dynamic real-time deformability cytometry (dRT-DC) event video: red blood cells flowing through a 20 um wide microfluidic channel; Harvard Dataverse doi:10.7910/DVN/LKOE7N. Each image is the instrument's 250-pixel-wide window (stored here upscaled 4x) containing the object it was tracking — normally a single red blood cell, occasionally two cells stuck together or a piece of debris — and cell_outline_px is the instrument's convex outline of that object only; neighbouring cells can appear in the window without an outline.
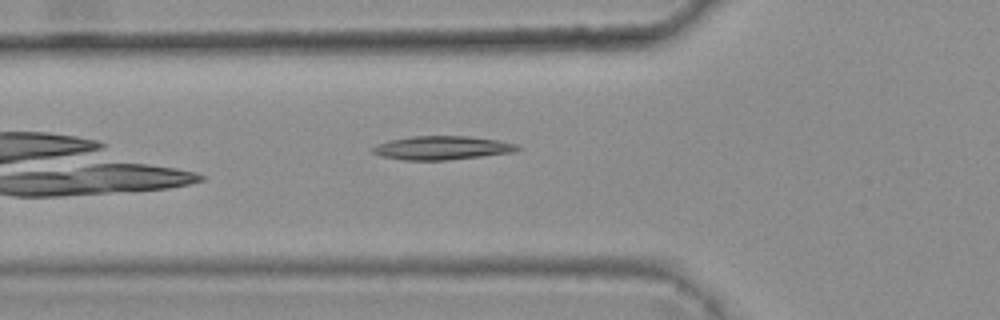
{"species": "common noctule bat (a hibernating species)", "species_latin": "Nyctalus noctula", "temperature_condition": "warm", "stored_images_in_passage": 5, "camera_frame_rate_fps": 3000, "um_per_image_px": 0.085, "animal": {"sex": "female", "body_mass_g": 25.1}, "frame": {"image": 1, "passage_image": 5, "time_ms": 1.333, "image_size_px": [1000, 320], "cell_outline_px": [[524, 148], [512, 152], [448, 160], [404, 160], [380, 156], [372, 152], [368, 148], [376, 144], [388, 140], [412, 136], [468, 136], [500, 140], [520, 144]], "centroid_in_image_um": [37.56, 12.56], "position_along_channel_um": 88.2, "area_um2": 20.29}}